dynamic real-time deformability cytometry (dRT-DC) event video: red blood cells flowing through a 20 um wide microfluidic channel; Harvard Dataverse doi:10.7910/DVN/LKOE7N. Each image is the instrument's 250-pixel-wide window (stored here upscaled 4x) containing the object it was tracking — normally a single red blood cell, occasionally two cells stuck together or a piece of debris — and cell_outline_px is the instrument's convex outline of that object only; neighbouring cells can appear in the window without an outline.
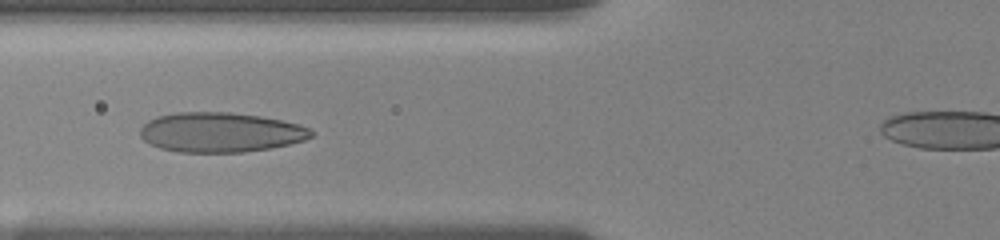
{"species": "human", "species_latin": "Homo sapiens", "temperature_condition": "room temperature", "stored_images_in_passage": 36, "camera_frame_rate_fps": 3000, "um_per_image_px": 0.085, "donor": {"sex": "female"}, "frame": {"image": 1, "passage_image": 17, "time_ms": 7.0, "image_size_px": [1000, 240], "cell_outline_px": [[316, 132], [312, 136], [304, 140], [272, 148], [244, 152], [176, 152], [160, 148], [148, 144], [140, 136], [140, 128], [148, 120], [156, 116], [176, 112], [232, 112], [260, 116], [300, 124]], "centroid_in_image_um": [18.72, 11.24], "position_along_channel_um": 107.1, "area_um2": 39.94}}
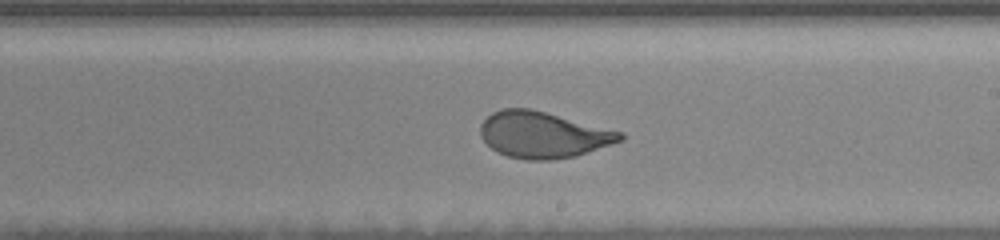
{"frame": {"image": 2, "passage_image": 27, "time_ms": 10.667, "image_size_px": [1000, 240], "cell_outline_px": [[624, 140], [576, 156], [552, 160], [524, 160], [508, 156], [496, 152], [480, 136], [480, 124], [492, 112], [504, 108], [532, 108], [624, 132]], "centroid_in_image_um": [46.17, 11.45], "position_along_channel_um": 242.8, "area_um2": 37.97}}
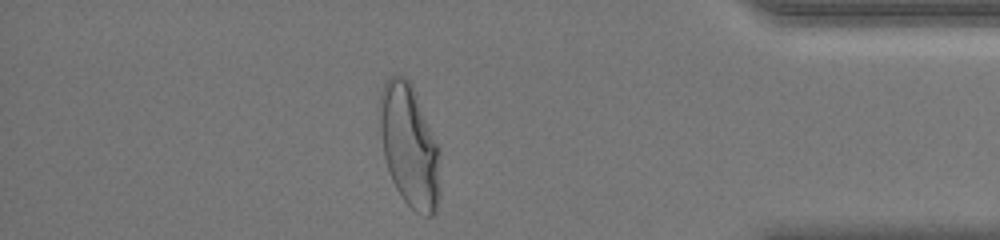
{"frame": {"image": 3, "passage_image": 35, "time_ms": 15.667, "image_size_px": [1000, 240], "cell_outline_px": [[440, 196], [436, 212], [432, 216], [424, 216], [416, 212], [400, 196], [392, 180], [384, 156], [380, 128], [380, 92], [388, 76], [404, 76], [412, 84], [440, 148]], "centroid_in_image_um": [34.83, 12.43], "position_along_channel_um": 400.4, "area_um2": 43.47}}